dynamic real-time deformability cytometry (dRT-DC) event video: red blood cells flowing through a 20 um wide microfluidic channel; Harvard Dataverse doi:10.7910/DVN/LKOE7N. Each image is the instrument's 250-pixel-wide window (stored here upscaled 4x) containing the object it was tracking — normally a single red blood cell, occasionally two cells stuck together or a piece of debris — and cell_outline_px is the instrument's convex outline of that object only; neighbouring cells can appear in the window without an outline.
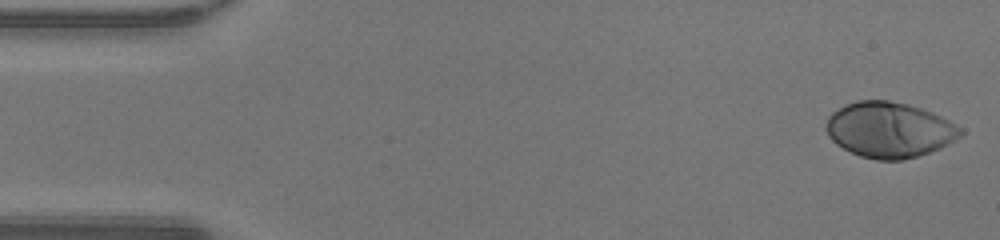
{"species": "human", "species_latin": "Homo sapiens", "temperature_condition": "warm", "stored_images_in_passage": 48, "camera_frame_rate_fps": 3000, "um_per_image_px": 0.085, "donor": {"sex": "male"}, "frame": {"image": 1, "passage_image": 1, "time_ms": 0.0, "image_size_px": [1000, 240], "cell_outline_px": [[964, 132], [956, 140], [940, 148], [916, 156], [900, 160], [876, 160], [860, 156], [836, 144], [828, 136], [828, 116], [832, 112], [856, 100], [888, 100], [908, 104], [932, 112], [964, 128]], "centroid_in_image_um": [75.63, 11.03], "position_along_channel_um": 9.4, "area_um2": 43.23}}
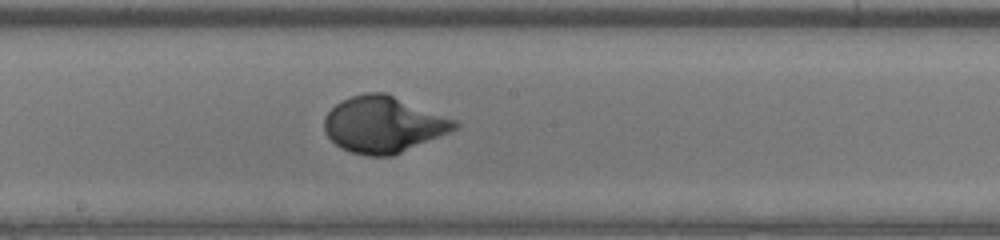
{"frame": {"image": 2, "passage_image": 25, "time_ms": 8.0, "image_size_px": [1000, 240], "cell_outline_px": [[460, 124], [456, 128], [448, 132], [392, 156], [368, 156], [352, 152], [340, 148], [324, 132], [324, 116], [340, 100], [364, 92], [384, 92], [456, 120]], "centroid_in_image_um": [32.54, 10.58], "position_along_channel_um": 215.7, "area_um2": 42.37}}
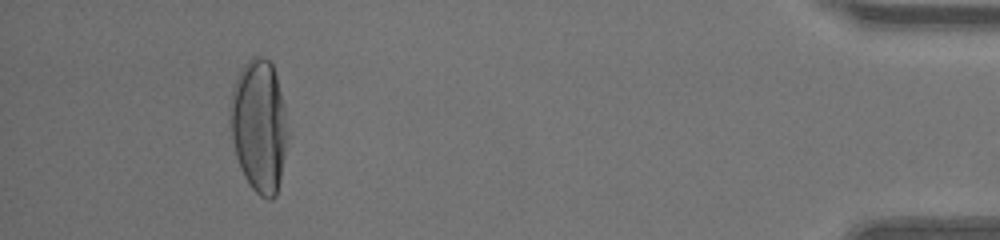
{"frame": {"image": 3, "passage_image": 44, "time_ms": 14.333, "image_size_px": [1000, 240], "cell_outline_px": [[288, 132], [280, 180], [276, 196], [272, 200], [268, 200], [260, 196], [252, 188], [244, 176], [240, 168], [236, 156], [232, 140], [228, 108], [236, 76], [244, 64], [252, 56], [260, 56], [268, 60], [272, 64], [276, 76], [284, 108]], "centroid_in_image_um": [21.99, 10.7], "position_along_channel_um": 413.2, "area_um2": 44.51}, "authors_computed_cell_mechanics": {"area_um2": 41.9917, "velocity_mm_per_s": 4.2482, "shape_relaxation_time_tau1_ms": 3.1862, "shape_relaxation_time_tau2_ms": null, "deformation_change_tau1": 0.2182, "deformation_change_tau2": null}}